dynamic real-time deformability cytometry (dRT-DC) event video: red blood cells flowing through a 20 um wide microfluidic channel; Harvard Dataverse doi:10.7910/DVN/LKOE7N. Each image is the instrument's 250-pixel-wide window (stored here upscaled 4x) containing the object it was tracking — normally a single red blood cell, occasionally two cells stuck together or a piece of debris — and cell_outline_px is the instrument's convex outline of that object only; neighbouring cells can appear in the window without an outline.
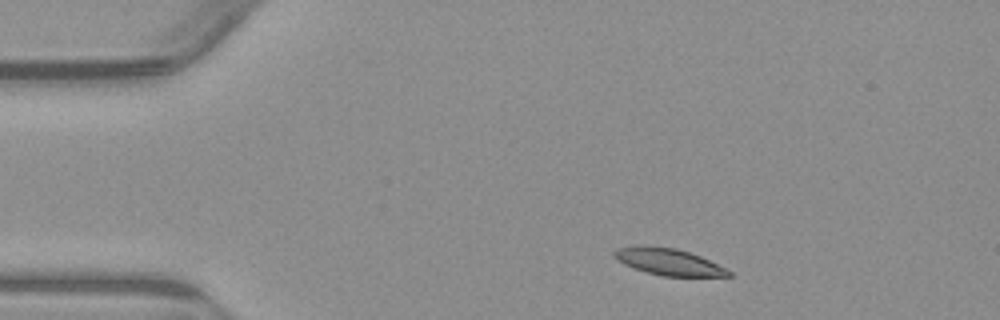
{"species": "common noctule bat (a hibernating species)", "species_latin": "Nyctalus noctula", "temperature_condition": "warm", "stored_images_in_passage": 46, "camera_frame_rate_fps": 3000, "um_per_image_px": 0.085, "animal": {"sex": "male", "body_mass_g": 23.1, "forearm_length_mm": 52.7}, "frame": {"image": 1, "passage_image": 1, "time_ms": 0.0, "image_size_px": [1000, 320], "cell_outline_px": [[732, 276], [664, 276], [648, 272], [624, 264], [616, 260], [612, 256], [612, 252], [616, 248], [636, 244], [640, 244], [676, 248], [700, 256], [732, 272]], "centroid_in_image_um": [56.74, 22.22], "position_along_channel_um": 28.3, "area_um2": 17.8}}
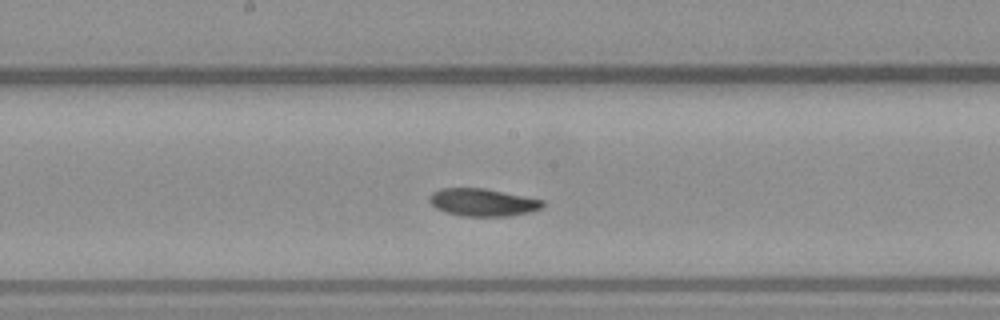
{"frame": {"image": 2, "passage_image": 20, "time_ms": 6.333, "image_size_px": [1000, 320], "cell_outline_px": [[544, 208], [532, 212], [508, 216], [460, 216], [444, 212], [436, 208], [428, 200], [428, 196], [432, 192], [440, 188], [484, 188], [544, 200]], "centroid_in_image_um": [41.03, 17.2], "position_along_channel_um": 207.2, "area_um2": 18.44}}
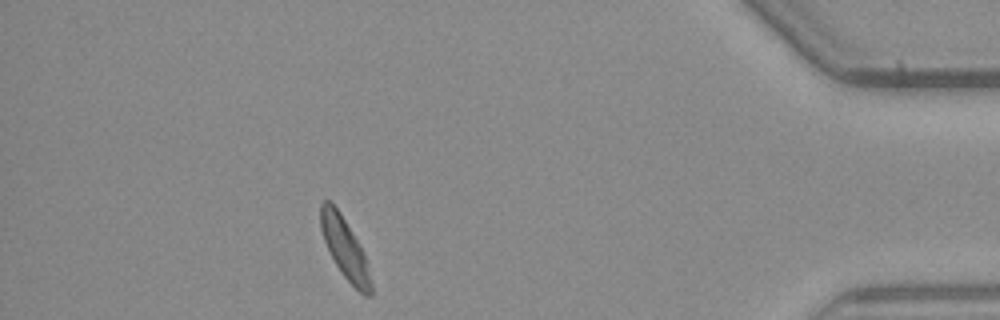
{"frame": {"image": 3, "passage_image": 40, "time_ms": 13.0, "image_size_px": [1000, 320], "cell_outline_px": [[372, 296], [364, 296], [344, 276], [336, 264], [324, 240], [320, 228], [320, 204], [324, 200], [328, 200], [340, 212], [360, 244], [364, 252], [368, 264], [372, 284]], "centroid_in_image_um": [29.33, 21.11], "position_along_channel_um": 405.9, "area_um2": 17.69}, "authors_computed_cell_mechanics": {"area_um2": 18.4382, "velocity_mm_per_s": 3.7985, "shape_relaxation_time_tau1_ms": 8.4039, "shape_relaxation_time_tau2_ms": null, "deformation_change_tau1": 0.1749, "deformation_change_tau2": null}}